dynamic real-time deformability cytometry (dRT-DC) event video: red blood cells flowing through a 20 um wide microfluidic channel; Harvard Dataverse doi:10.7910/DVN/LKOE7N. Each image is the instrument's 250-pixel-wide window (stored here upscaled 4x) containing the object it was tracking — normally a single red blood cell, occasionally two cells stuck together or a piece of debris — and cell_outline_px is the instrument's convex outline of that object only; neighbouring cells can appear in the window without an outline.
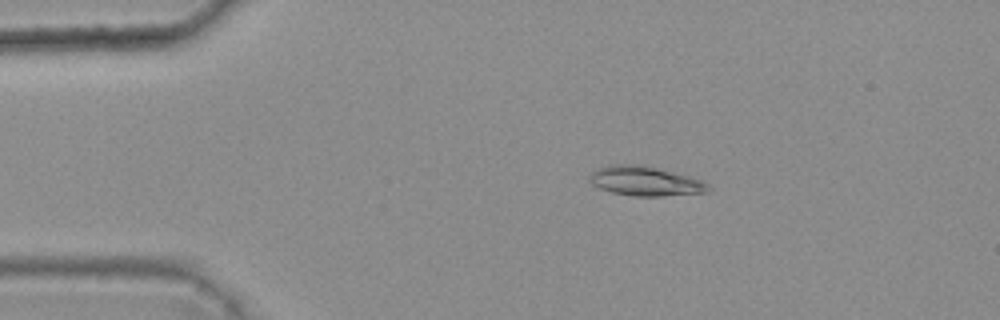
{"species": "common noctule bat (a hibernating species)", "species_latin": "Nyctalus noctula", "temperature_condition": "warm", "stored_images_in_passage": 7, "camera_frame_rate_fps": 3000, "um_per_image_px": 0.085, "animal": {"sex": "female", "body_mass_g": 25.1}, "frame": {"image": 1, "passage_image": 2, "time_ms": 0.333, "image_size_px": [1000, 320], "cell_outline_px": [[712, 188], [708, 192], [660, 196], [632, 196], [612, 192], [600, 188], [592, 184], [588, 180], [588, 176], [592, 172], [608, 164], [644, 164], [688, 176], [700, 180], [708, 184]], "centroid_in_image_um": [54.82, 15.38], "position_along_channel_um": 30.2, "area_um2": 20.46}}
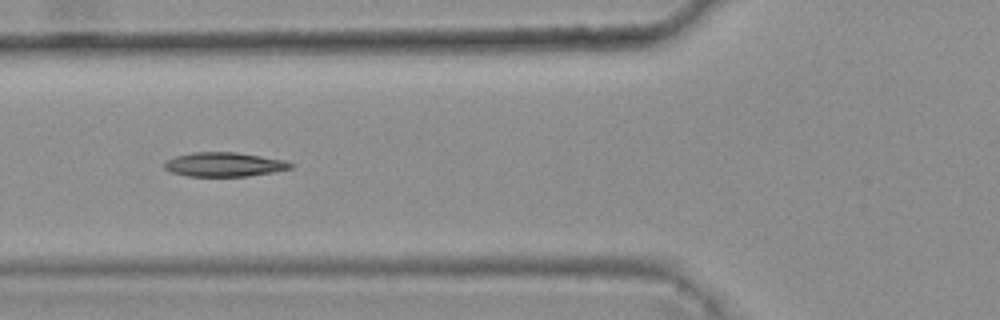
{"frame": {"image": 2, "passage_image": 5, "time_ms": 1.333, "image_size_px": [1000, 320], "cell_outline_px": [[292, 168], [272, 172], [248, 176], [188, 176], [172, 172], [164, 168], [164, 164], [168, 160], [176, 156], [192, 152], [236, 152], [284, 160], [292, 164]], "centroid_in_image_um": [19.04, 13.98], "position_along_channel_um": 106.8, "area_um2": 17.57}}
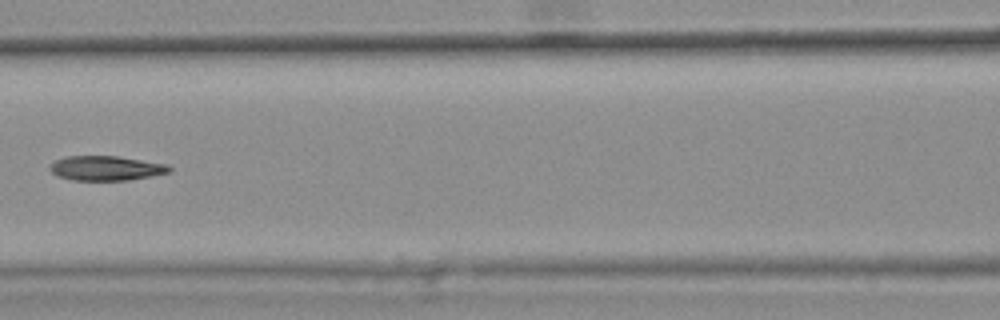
{"frame": {"image": 3, "passage_image": 6, "time_ms": 1.667, "image_size_px": [1000, 320], "cell_outline_px": [[172, 168], [168, 172], [152, 176], [128, 180], [72, 180], [56, 176], [48, 168], [56, 160], [68, 156], [116, 156], [168, 164]], "centroid_in_image_um": [9.01, 14.3], "position_along_channel_um": 157.6, "area_um2": 17.05}}